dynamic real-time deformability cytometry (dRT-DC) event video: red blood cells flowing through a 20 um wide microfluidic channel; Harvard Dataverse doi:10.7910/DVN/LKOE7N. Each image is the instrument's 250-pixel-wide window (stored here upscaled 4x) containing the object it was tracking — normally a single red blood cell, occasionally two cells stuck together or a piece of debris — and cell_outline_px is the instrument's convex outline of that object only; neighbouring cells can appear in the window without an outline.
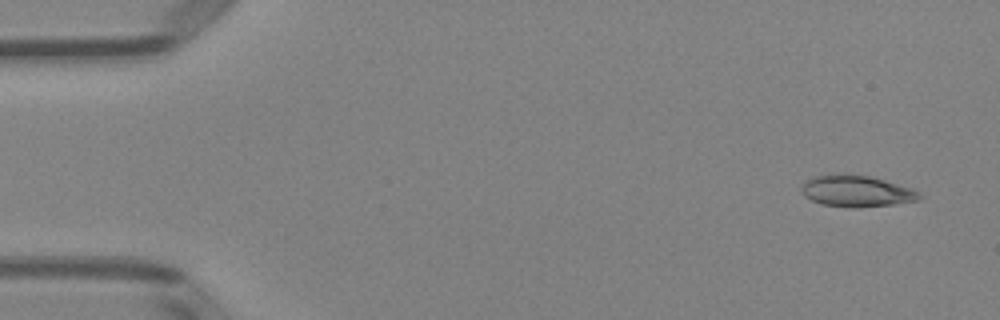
{"species": "Egyptian fruit bat (a non-hibernating species)", "species_latin": "Rousettus aegyptiacus", "temperature_condition": "room temperature", "stored_images_in_passage": 5, "segment_of_instrument_passage": [2, 2], "camera_frame_rate_fps": 3000, "um_per_image_px": 0.085, "animal": {"sex": "female"}, "frame": {"image": 1, "passage_image": 5, "time_ms": 5.333, "image_size_px": [1000, 320], "cell_outline_px": [[924, 196], [920, 200], [892, 204], [860, 208], [852, 208], [824, 204], [812, 200], [804, 196], [800, 192], [800, 184], [804, 180], [816, 176], [844, 172], [868, 176], [884, 180], [912, 188], [920, 192]], "centroid_in_image_um": [72.78, 16.23], "position_along_channel_um": 12.2, "area_um2": 22.02}}